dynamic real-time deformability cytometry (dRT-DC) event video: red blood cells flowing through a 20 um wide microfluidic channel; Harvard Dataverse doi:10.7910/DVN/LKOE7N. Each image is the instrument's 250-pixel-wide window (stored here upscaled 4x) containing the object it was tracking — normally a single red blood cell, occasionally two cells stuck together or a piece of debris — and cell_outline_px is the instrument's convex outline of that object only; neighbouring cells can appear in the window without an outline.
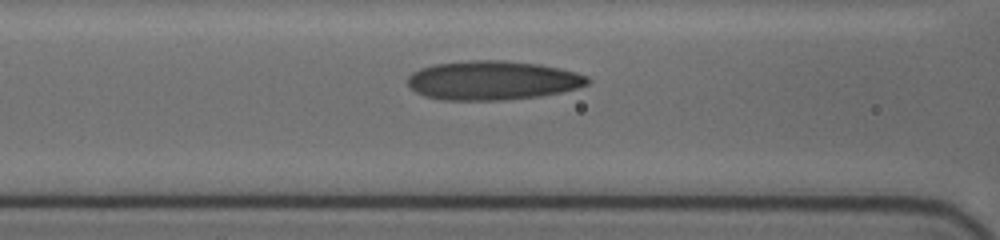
{"species": "human", "species_latin": "Homo sapiens", "temperature_condition": "cold", "stored_images_in_passage": 7, "segment_of_instrument_passage": [1, 2], "camera_frame_rate_fps": 3000, "um_per_image_px": 0.085, "donor": {"sex": "female"}, "frame": {"image": 1, "passage_image": 6, "time_ms": 2.667, "image_size_px": [1000, 240], "cell_outline_px": [[592, 80], [588, 84], [576, 88], [536, 96], [500, 100], [444, 100], [424, 96], [416, 92], [408, 84], [408, 76], [412, 72], [420, 68], [432, 64], [468, 60], [504, 60], [540, 64], [560, 68], [576, 72], [588, 76]], "centroid_in_image_um": [41.84, 6.82], "position_along_channel_um": 124.8, "area_um2": 40.98}}